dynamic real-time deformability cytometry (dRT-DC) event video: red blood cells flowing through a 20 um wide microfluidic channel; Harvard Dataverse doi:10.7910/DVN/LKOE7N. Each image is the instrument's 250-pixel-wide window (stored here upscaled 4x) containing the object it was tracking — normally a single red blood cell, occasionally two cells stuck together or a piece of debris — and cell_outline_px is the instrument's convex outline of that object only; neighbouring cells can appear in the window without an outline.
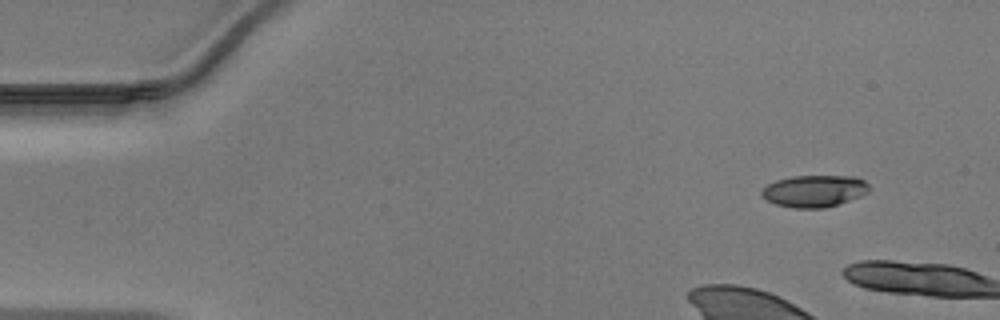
{"species": "Egyptian fruit bat (a non-hibernating species)", "species_latin": "Rousettus aegyptiacus", "temperature_condition": "warm", "stored_images_in_passage": 2, "camera_frame_rate_fps": 3000, "um_per_image_px": 0.085, "animal": {"sex": "male"}, "frame": {"image": 1, "passage_image": 1, "time_ms": 0.0, "image_size_px": [1000, 320], "cell_outline_px": [[868, 192], [860, 196], [824, 208], [792, 208], [776, 204], [760, 196], [760, 192], [768, 184], [776, 180], [792, 176], [856, 176], [864, 180], [868, 184]], "centroid_in_image_um": [69.19, 16.23], "position_along_channel_um": 15.8, "area_um2": 19.88}}